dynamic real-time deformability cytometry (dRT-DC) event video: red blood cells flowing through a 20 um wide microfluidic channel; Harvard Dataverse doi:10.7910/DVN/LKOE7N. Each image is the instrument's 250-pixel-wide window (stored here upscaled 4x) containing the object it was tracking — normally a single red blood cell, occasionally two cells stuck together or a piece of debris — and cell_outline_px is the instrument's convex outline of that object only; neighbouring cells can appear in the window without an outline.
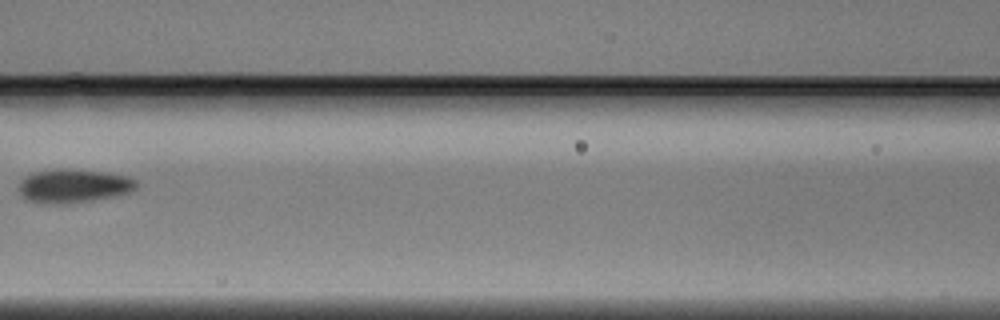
{"species": "Egyptian fruit bat (a non-hibernating species)", "species_latin": "Rousettus aegyptiacus", "temperature_condition": "warm", "stored_images_in_passage": 6, "camera_frame_rate_fps": 3000, "um_per_image_px": 0.085, "animal": {"sex": "male"}, "frame": {"image": 1, "passage_image": 6, "time_ms": 1.667, "image_size_px": [1000, 320], "cell_outline_px": [[136, 188], [132, 192], [116, 196], [92, 200], [64, 204], [44, 204], [28, 200], [20, 192], [20, 180], [24, 176], [32, 172], [100, 172], [124, 176], [136, 180]], "centroid_in_image_um": [6.26, 15.87], "position_along_channel_um": 160.3, "area_um2": 21.96}}